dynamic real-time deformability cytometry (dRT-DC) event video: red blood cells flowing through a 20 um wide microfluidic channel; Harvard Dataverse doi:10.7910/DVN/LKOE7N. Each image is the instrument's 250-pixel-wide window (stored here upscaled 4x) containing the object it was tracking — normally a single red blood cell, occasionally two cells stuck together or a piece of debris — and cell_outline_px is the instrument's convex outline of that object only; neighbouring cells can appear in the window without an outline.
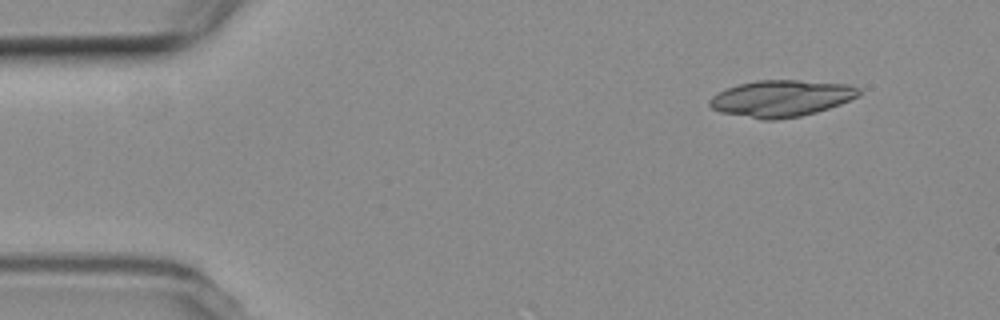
{"species": "common noctule bat (a hibernating species)", "species_latin": "Nyctalus noctula", "temperature_condition": "room temperature", "stored_images_in_passage": 3, "camera_frame_rate_fps": 3000, "um_per_image_px": 0.085, "animal": {"sex": "female", "body_mass_g": 19.3, "forearm_length_mm": 54.1}, "frame": {"image": 1, "passage_image": 3, "time_ms": 2.333, "image_size_px": [1000, 320], "cell_outline_px": [[860, 96], [840, 104], [816, 112], [800, 116], [776, 120], [764, 120], [720, 112], [712, 108], [708, 104], [708, 100], [712, 96], [728, 88], [740, 84], [756, 80], [800, 80], [848, 84], [860, 88]], "centroid_in_image_um": [66.42, 8.36], "position_along_channel_um": 18.6, "area_um2": 31.79}}